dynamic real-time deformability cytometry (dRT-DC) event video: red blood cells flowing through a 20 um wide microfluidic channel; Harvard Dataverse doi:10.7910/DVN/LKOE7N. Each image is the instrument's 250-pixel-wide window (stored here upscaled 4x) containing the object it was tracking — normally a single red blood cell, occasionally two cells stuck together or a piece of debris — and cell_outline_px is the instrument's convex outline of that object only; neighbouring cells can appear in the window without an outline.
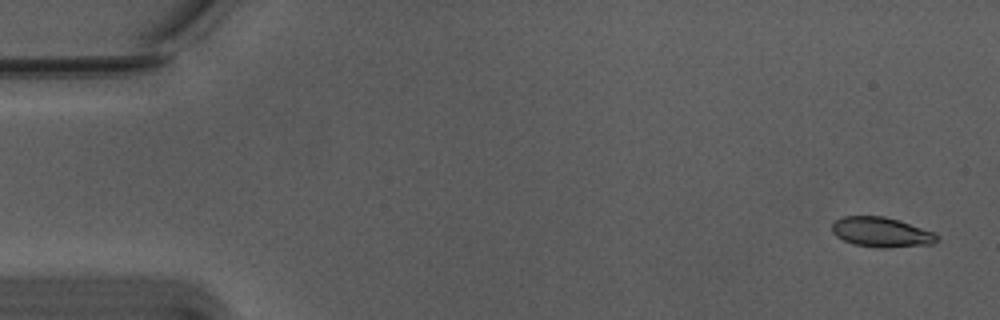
{"species": "Egyptian fruit bat (a non-hibernating species)", "species_latin": "Rousettus aegyptiacus", "temperature_condition": "warm", "stored_images_in_passage": 5, "camera_frame_rate_fps": 3000, "um_per_image_px": 0.085, "animal": {"sex": "male"}, "frame": {"image": 1, "passage_image": 1, "time_ms": 0.0, "image_size_px": [1000, 320], "cell_outline_px": [[940, 236], [932, 244], [884, 248], [876, 248], [856, 244], [844, 240], [836, 236], [832, 232], [832, 224], [836, 220], [844, 216], [884, 216], [936, 232]], "centroid_in_image_um": [74.93, 19.73], "position_along_channel_um": 10.1, "area_um2": 18.21}}